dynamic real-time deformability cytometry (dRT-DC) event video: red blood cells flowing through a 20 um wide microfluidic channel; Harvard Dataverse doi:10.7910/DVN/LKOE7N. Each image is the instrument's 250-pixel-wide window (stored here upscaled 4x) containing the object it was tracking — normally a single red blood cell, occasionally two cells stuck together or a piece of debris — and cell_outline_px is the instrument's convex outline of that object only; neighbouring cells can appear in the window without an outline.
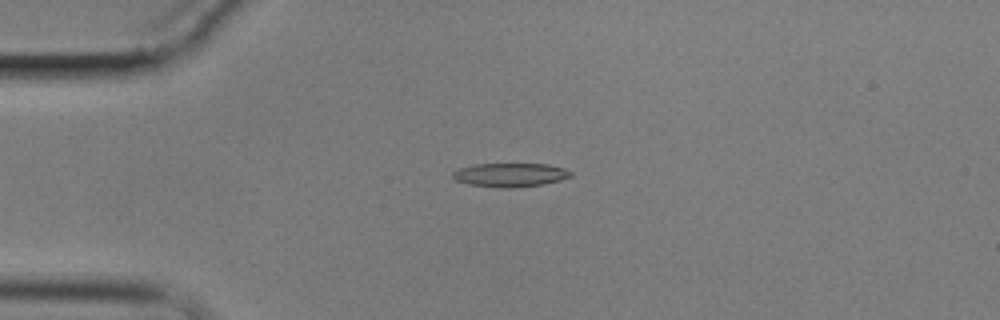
{"species": "common noctule bat (a hibernating species)", "species_latin": "Nyctalus noctula", "temperature_condition": "cold", "stored_images_in_passage": 5, "camera_frame_rate_fps": 3000, "um_per_image_px": 0.085, "animal": {"sex": "male", "body_mass_g": 17.9}, "frame": {"image": 1, "passage_image": 4, "time_ms": 3.667, "image_size_px": [1000, 320], "cell_outline_px": [[572, 176], [560, 180], [544, 184], [512, 188], [500, 188], [468, 184], [456, 180], [452, 176], [452, 172], [460, 168], [476, 164], [548, 164], [564, 168], [572, 172]], "centroid_in_image_um": [43.38, 14.87], "position_along_channel_um": 41.6, "area_um2": 16.36}}